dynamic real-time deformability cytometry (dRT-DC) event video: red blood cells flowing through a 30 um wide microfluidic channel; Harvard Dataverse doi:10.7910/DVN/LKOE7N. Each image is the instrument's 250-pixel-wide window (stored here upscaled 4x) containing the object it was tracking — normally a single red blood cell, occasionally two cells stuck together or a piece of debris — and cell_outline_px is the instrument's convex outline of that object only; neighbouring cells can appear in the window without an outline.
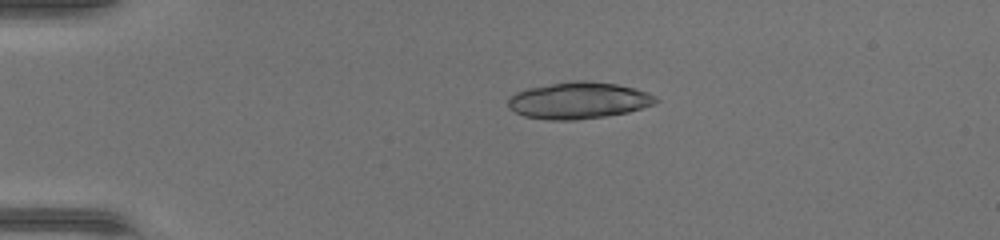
{"species": "common noctule bat (a hibernating species)", "species_latin": "Nyctalus noctula", "temperature_condition": "warm", "stored_images_in_passage": 37, "camera_frame_rate_fps": 3000, "um_per_image_px": 0.085, "animal": {"sex": "female", "body_mass_g": 17.0, "forearm_length_mm": 48.0}, "frame": {"image": 1, "passage_image": 2, "time_ms": 0.333, "image_size_px": [1000, 240], "cell_outline_px": [[660, 100], [652, 104], [628, 112], [604, 116], [576, 120], [548, 120], [524, 116], [508, 108], [508, 96], [516, 92], [528, 88], [576, 80], [588, 80], [616, 84], [636, 88], [648, 92], [656, 96]], "centroid_in_image_um": [49.17, 8.53], "position_along_channel_um": 35.8, "area_um2": 31.56}}